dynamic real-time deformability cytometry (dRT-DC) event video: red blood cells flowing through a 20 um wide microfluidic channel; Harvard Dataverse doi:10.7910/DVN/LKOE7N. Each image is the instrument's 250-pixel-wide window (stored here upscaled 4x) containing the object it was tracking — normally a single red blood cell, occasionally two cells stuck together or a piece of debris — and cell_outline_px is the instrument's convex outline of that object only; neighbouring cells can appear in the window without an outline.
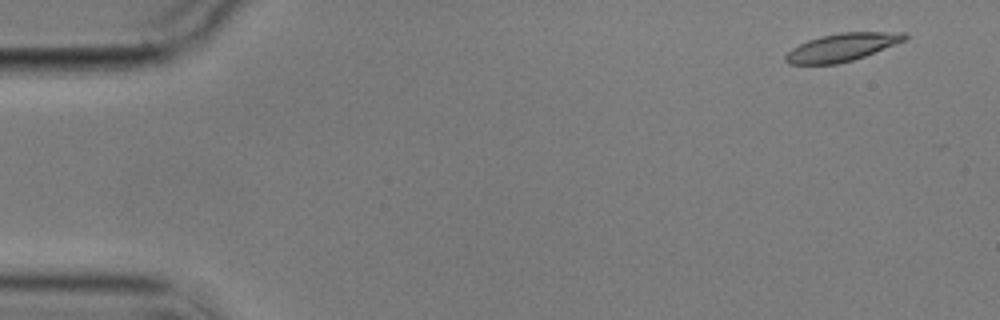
{"species": "common noctule bat (a hibernating species)", "species_latin": "Nyctalus noctula", "temperature_condition": "cold", "stored_images_in_passage": 5, "camera_frame_rate_fps": 3000, "um_per_image_px": 0.085, "animal": {"sex": "male", "body_mass_g": 17.9}, "frame": {"image": 1, "passage_image": 1, "time_ms": 0.0, "image_size_px": [1000, 320], "cell_outline_px": [[908, 40], [864, 56], [852, 60], [836, 64], [788, 64], [784, 60], [784, 56], [792, 48], [808, 40], [820, 36], [840, 32], [908, 32]], "centroid_in_image_um": [71.6, 4.01], "position_along_channel_um": 13.4, "area_um2": 19.42}}
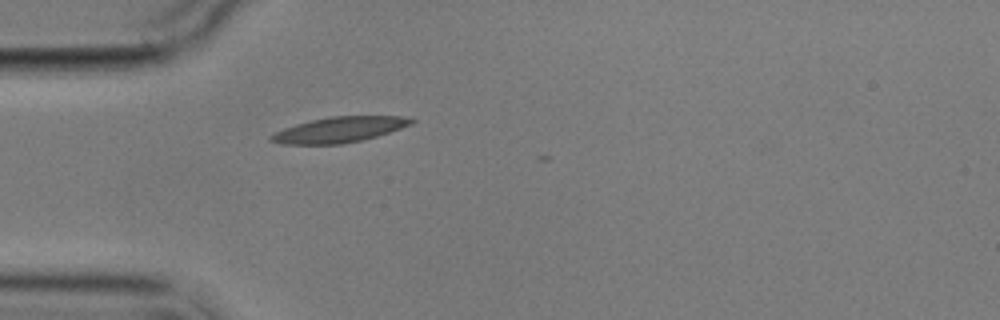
{"frame": {"image": 2, "passage_image": 5, "time_ms": 4.333, "image_size_px": [1000, 320], "cell_outline_px": [[416, 120], [412, 124], [376, 136], [344, 144], [280, 144], [268, 140], [268, 136], [284, 128], [296, 124], [312, 120], [332, 116], [400, 116]], "centroid_in_image_um": [28.79, 11.03], "position_along_channel_um": 56.2, "area_um2": 20.63}}